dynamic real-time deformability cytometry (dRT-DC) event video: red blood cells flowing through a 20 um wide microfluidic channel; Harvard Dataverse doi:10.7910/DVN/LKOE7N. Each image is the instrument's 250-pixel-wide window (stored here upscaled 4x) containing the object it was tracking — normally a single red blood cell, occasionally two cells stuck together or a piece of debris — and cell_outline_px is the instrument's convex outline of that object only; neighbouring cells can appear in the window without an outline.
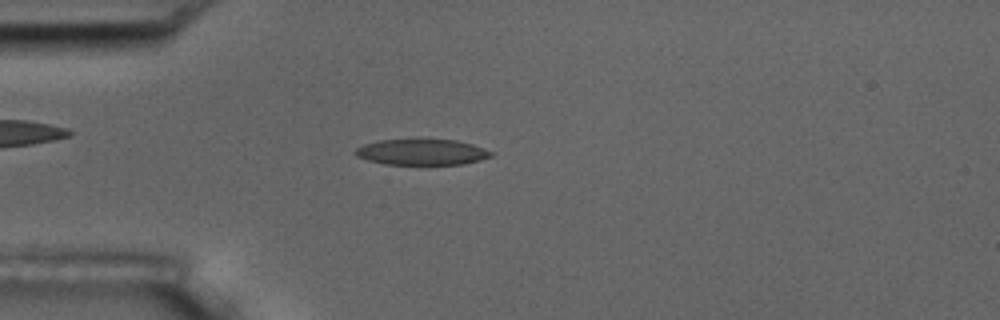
{"species": "common noctule bat (a hibernating species)", "species_latin": "Nyctalus noctula", "temperature_condition": "room temperature", "stored_images_in_passage": 46, "camera_frame_rate_fps": 3000, "um_per_image_px": 0.085, "animal": {"sex": "male", "body_mass_g": 17.5, "forearm_length_mm": 52.3}, "frame": {"image": 1, "passage_image": 6, "time_ms": 1.667, "image_size_px": [1000, 320], "cell_outline_px": [[492, 156], [480, 160], [464, 164], [384, 164], [368, 160], [356, 156], [352, 152], [356, 148], [364, 144], [376, 140], [416, 136], [456, 140], [472, 144], [484, 148], [492, 152]], "centroid_in_image_um": [35.8, 12.87], "position_along_channel_um": 49.2, "area_um2": 21.5}}
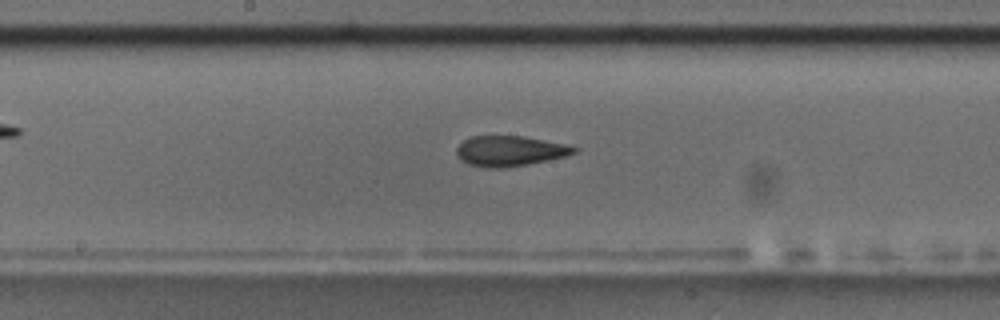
{"frame": {"image": 2, "passage_image": 20, "time_ms": 6.333, "image_size_px": [1000, 320], "cell_outline_px": [[580, 148], [576, 152], [564, 156], [548, 160], [528, 164], [504, 168], [488, 168], [468, 164], [460, 160], [456, 156], [456, 148], [464, 140], [472, 136], [524, 136], [572, 144]], "centroid_in_image_um": [43.37, 12.83], "position_along_channel_um": 204.8, "area_um2": 21.1}}
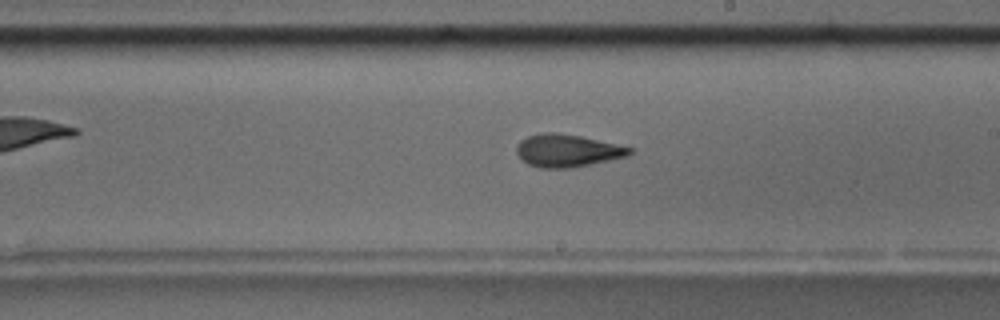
{"frame": {"image": 3, "passage_image": 23, "time_ms": 7.333, "image_size_px": [1000, 320], "cell_outline_px": [[632, 152], [628, 156], [592, 164], [572, 168], [540, 168], [528, 164], [516, 152], [516, 148], [520, 140], [528, 136], [544, 132], [556, 132], [580, 136], [632, 148]], "centroid_in_image_um": [48.21, 12.81], "position_along_channel_um": 240.8, "area_um2": 21.33}, "authors_computed_cell_mechanics": {"area_um2": 21.097, "velocity_mm_per_s": 3.6025, "shape_relaxation_time_tau1_ms": null, "shape_relaxation_time_tau2_ms": 2.8244, "deformation_change_tau1": null, "deformation_change_tau2": 0.1165}}